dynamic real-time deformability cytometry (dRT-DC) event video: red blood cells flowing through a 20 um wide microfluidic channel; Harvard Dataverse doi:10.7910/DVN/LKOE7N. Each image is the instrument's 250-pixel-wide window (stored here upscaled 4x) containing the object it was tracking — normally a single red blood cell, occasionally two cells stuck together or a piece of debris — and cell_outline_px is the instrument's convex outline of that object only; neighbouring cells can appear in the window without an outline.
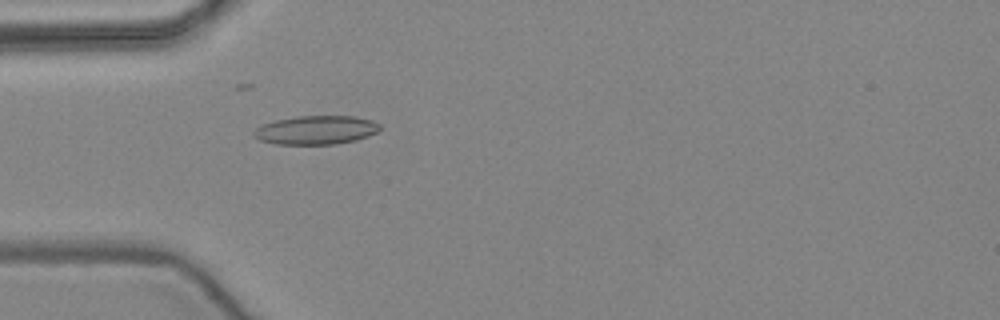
{"species": "common noctule bat (a hibernating species)", "species_latin": "Nyctalus noctula", "temperature_condition": "warm", "stored_images_in_passage": 41, "camera_frame_rate_fps": 3000, "um_per_image_px": 0.085, "animal": {"sex": "female", "body_mass_g": 24.6, "forearm_length_mm": 56.2}, "frame": {"image": 1, "passage_image": 16, "time_ms": 5.0, "image_size_px": [1000, 320], "cell_outline_px": [[380, 128], [376, 132], [368, 136], [356, 140], [336, 144], [276, 144], [260, 140], [252, 136], [252, 132], [256, 128], [264, 124], [276, 120], [296, 116], [356, 116], [372, 120], [380, 124]], "centroid_in_image_um": [26.86, 11.05], "position_along_channel_um": 58.1, "area_um2": 21.15}}
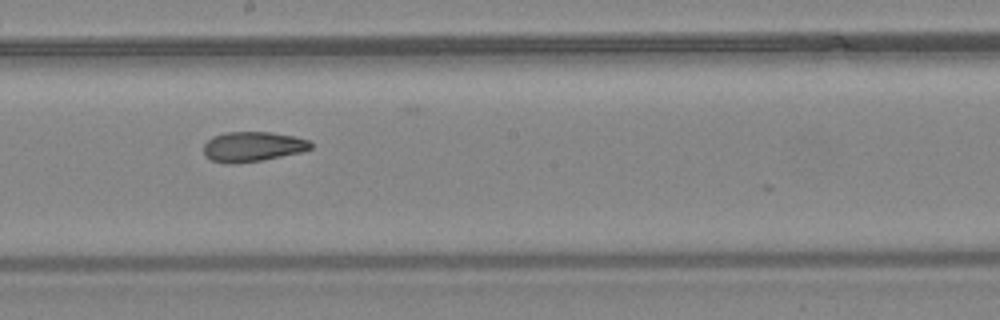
{"frame": {"image": 2, "passage_image": 29, "time_ms": 9.333, "image_size_px": [1000, 320], "cell_outline_px": [[312, 148], [300, 152], [264, 160], [228, 164], [224, 164], [212, 160], [204, 156], [204, 144], [212, 136], [228, 132], [272, 132], [292, 136], [308, 140], [312, 144]], "centroid_in_image_um": [21.44, 12.47], "position_along_channel_um": 226.8, "area_um2": 18.67}}
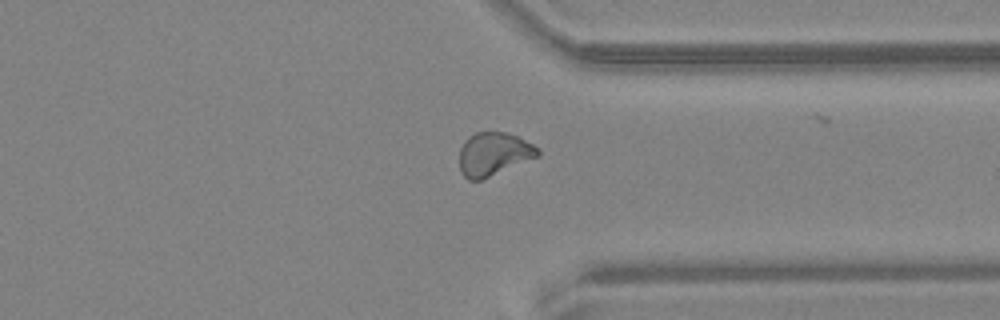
{"frame": {"image": 3, "passage_image": 40, "time_ms": 13.0, "image_size_px": [1000, 320], "cell_outline_px": [[540, 156], [480, 180], [468, 180], [460, 172], [460, 148], [464, 140], [468, 136], [476, 132], [508, 132], [540, 148]], "centroid_in_image_um": [41.96, 13.08], "position_along_channel_um": 369.4, "area_um2": 19.83}}